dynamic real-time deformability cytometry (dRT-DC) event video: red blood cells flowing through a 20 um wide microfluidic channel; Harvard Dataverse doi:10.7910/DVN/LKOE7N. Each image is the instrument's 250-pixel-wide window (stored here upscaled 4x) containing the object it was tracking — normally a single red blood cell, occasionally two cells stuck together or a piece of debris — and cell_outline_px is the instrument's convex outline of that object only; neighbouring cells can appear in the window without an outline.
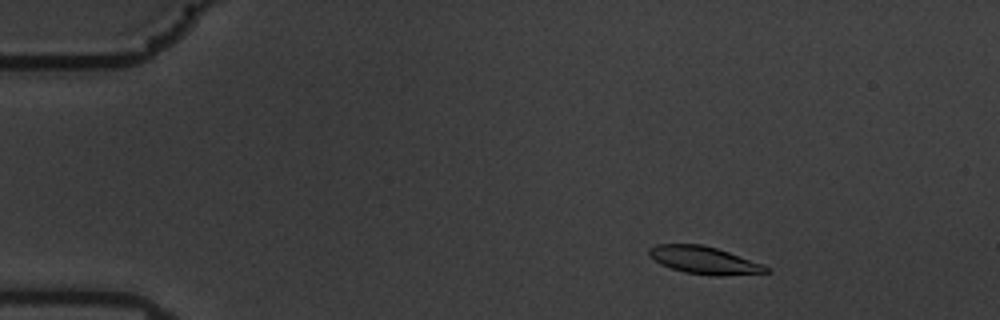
{"species": "common noctule bat (a hibernating species)", "species_latin": "Nyctalus noctula", "temperature_condition": "warm", "stored_images_in_passage": 56, "camera_frame_rate_fps": 3000, "um_per_image_px": 0.085, "animal": {"sex": "male", "body_mass_g": 19.5, "forearm_length_mm": 54.6}, "frame": {"image": 1, "passage_image": 7, "time_ms": 2.0, "image_size_px": [1000, 320], "cell_outline_px": [[772, 272], [720, 276], [716, 276], [684, 272], [660, 264], [648, 256], [648, 248], [656, 244], [704, 244], [764, 264]], "centroid_in_image_um": [59.84, 22.11], "position_along_channel_um": 25.2, "area_um2": 18.84}}
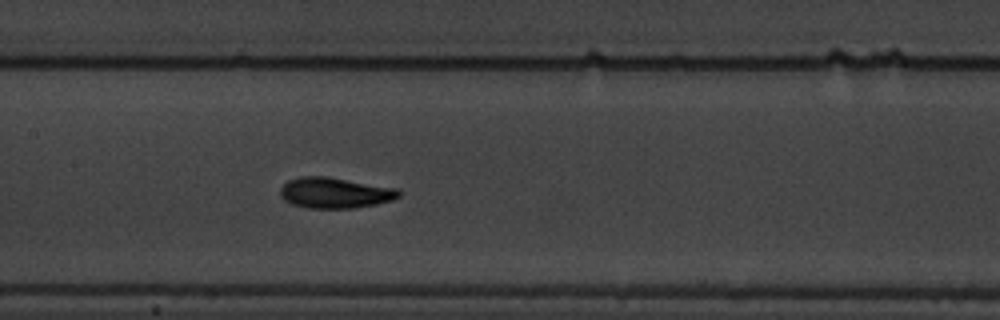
{"frame": {"image": 2, "passage_image": 27, "time_ms": 8.667, "image_size_px": [1000, 320], "cell_outline_px": [[400, 196], [392, 200], [376, 204], [352, 208], [308, 208], [292, 204], [284, 200], [280, 196], [280, 188], [288, 180], [300, 176], [328, 176], [396, 188], [400, 192]], "centroid_in_image_um": [28.44, 16.38], "position_along_channel_um": 179.0, "area_um2": 21.27}}
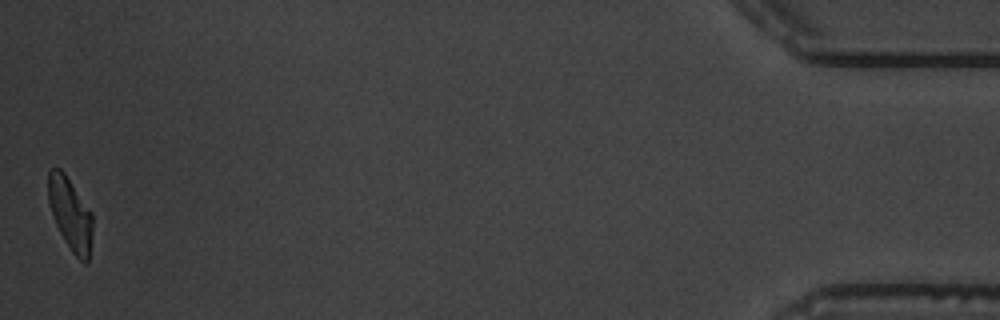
{"frame": {"image": 3, "passage_image": 56, "time_ms": 18.333, "image_size_px": [1000, 320], "cell_outline_px": [[92, 232], [88, 264], [84, 264], [72, 252], [64, 240], [56, 224], [48, 204], [48, 168], [60, 168], [64, 172], [92, 212]], "centroid_in_image_um": [5.97, 18.18], "position_along_channel_um": 429.2, "area_um2": 18.84}, "authors_computed_cell_mechanics": {"area_um2": 20.1144, "velocity_mm_per_s": 3.4995, "shape_relaxation_time_tau1_ms": 3.2496, "shape_relaxation_time_tau2_ms": 2.6084, "deformation_change_tau1": 0.1789, "deformation_change_tau2": 0.0605}}